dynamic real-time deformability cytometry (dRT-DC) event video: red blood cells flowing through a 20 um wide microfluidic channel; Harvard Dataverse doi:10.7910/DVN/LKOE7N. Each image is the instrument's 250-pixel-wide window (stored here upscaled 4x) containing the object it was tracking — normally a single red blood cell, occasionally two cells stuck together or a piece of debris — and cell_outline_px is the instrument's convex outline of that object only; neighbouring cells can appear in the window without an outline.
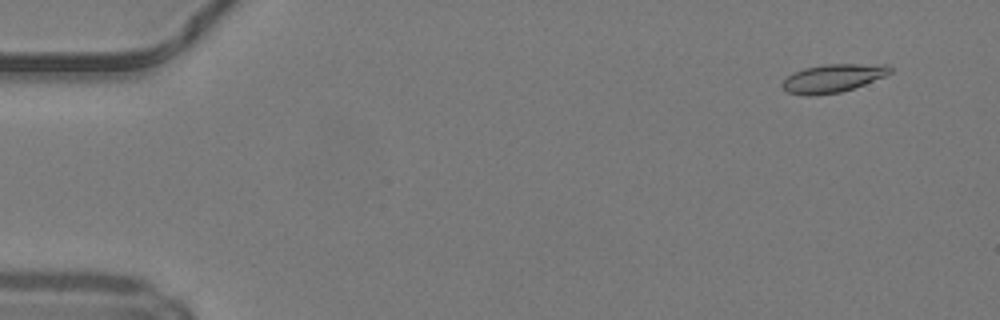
{"species": "common noctule bat (a hibernating species)", "species_latin": "Nyctalus noctula", "temperature_condition": "warm", "stored_images_in_passage": 50, "camera_frame_rate_fps": 3000, "um_per_image_px": 0.085, "animal": {"sex": "male", "body_mass_g": 19.2, "forearm_length_mm": 51.8}, "frame": {"image": 1, "passage_image": 4, "time_ms": 1.0, "image_size_px": [1000, 320], "cell_outline_px": [[892, 72], [884, 76], [864, 84], [840, 92], [808, 96], [788, 92], [780, 84], [792, 72], [804, 68], [824, 64], [888, 64], [892, 68]], "centroid_in_image_um": [70.79, 6.63], "position_along_channel_um": 14.2, "area_um2": 17.63}}
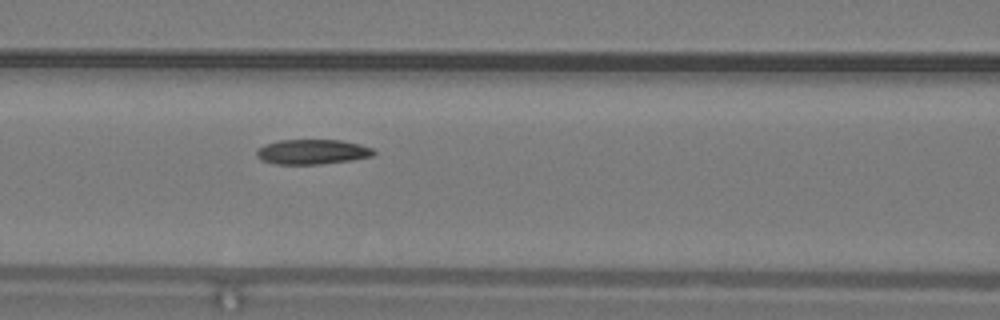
{"frame": {"image": 2, "passage_image": 22, "time_ms": 7.0, "image_size_px": [1000, 320], "cell_outline_px": [[376, 152], [372, 156], [352, 160], [320, 164], [276, 164], [260, 160], [256, 156], [256, 148], [264, 144], [280, 140], [340, 140], [360, 144], [372, 148]], "centroid_in_image_um": [26.51, 12.9], "position_along_channel_um": 140.1, "area_um2": 17.11}}
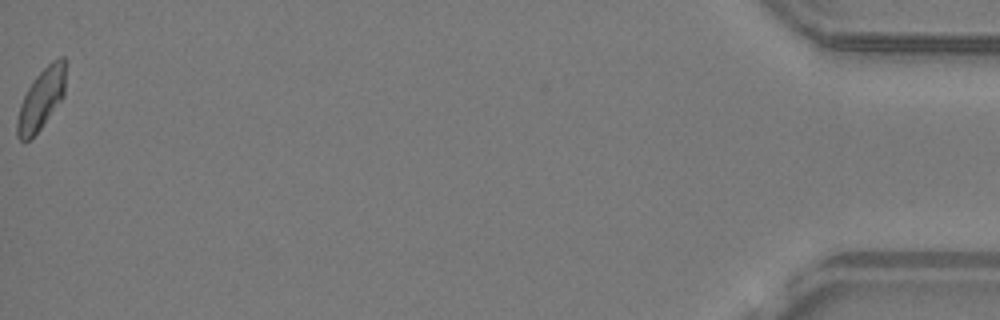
{"frame": {"image": 3, "passage_image": 50, "time_ms": 16.333, "image_size_px": [1000, 320], "cell_outline_px": [[64, 96], [40, 128], [28, 140], [20, 140], [16, 136], [16, 120], [20, 104], [28, 88], [36, 76], [52, 60], [60, 56], [64, 56]], "centroid_in_image_um": [3.48, 8.42], "position_along_channel_um": 431.7, "area_um2": 16.76}, "authors_computed_cell_mechanics": {"area_um2": 17.3111, "velocity_mm_per_s": 4.2088, "shape_relaxation_time_tau1_ms": 5.4847, "shape_relaxation_time_tau2_ms": null, "deformation_change_tau1": 0.1206, "deformation_change_tau2": null}}